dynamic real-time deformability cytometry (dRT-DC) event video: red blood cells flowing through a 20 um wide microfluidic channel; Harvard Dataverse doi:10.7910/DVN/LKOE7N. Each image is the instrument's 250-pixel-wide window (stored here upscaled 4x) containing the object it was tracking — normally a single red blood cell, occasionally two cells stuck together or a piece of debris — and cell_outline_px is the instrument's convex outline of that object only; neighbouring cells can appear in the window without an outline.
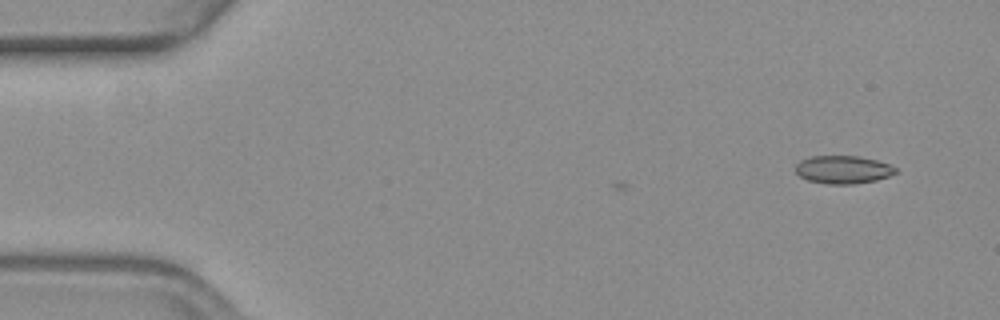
{"species": "common noctule bat (a hibernating species)", "species_latin": "Nyctalus noctula", "temperature_condition": "warm", "stored_images_in_passage": 2, "camera_frame_rate_fps": 3000, "um_per_image_px": 0.085, "animal": {"sex": "female", "body_mass_g": 19.3, "forearm_length_mm": 54.1}, "frame": {"image": 1, "passage_image": 2, "time_ms": 0.333, "image_size_px": [1000, 320], "cell_outline_px": [[896, 172], [888, 176], [876, 180], [852, 184], [828, 184], [808, 180], [800, 176], [796, 172], [796, 164], [800, 160], [812, 156], [856, 156], [876, 160], [888, 164], [896, 168]], "centroid_in_image_um": [71.63, 14.41], "position_along_channel_um": 13.4, "area_um2": 16.13}}